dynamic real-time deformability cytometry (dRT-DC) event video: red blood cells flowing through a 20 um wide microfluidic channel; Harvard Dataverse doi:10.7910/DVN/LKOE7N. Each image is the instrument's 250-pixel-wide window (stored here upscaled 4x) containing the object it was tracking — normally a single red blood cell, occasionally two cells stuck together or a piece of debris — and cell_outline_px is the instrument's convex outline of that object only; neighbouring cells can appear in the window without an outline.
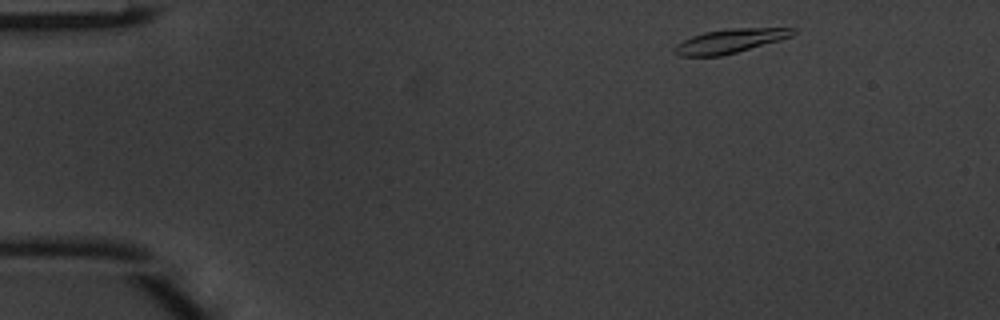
{"species": "common noctule bat (a hibernating species)", "species_latin": "Nyctalus noctula", "temperature_condition": "warm", "stored_images_in_passage": 44, "camera_frame_rate_fps": 3000, "um_per_image_px": 0.085, "animal": {"sex": "male", "body_mass_g": 20.1, "forearm_length_mm": 53.5}, "frame": {"image": 1, "passage_image": 2, "time_ms": 0.333, "image_size_px": [1000, 320], "cell_outline_px": [[796, 32], [792, 36], [780, 40], [736, 52], [720, 56], [680, 56], [676, 52], [676, 44], [692, 36], [704, 32], [728, 28], [796, 28]], "centroid_in_image_um": [62.08, 3.47], "position_along_channel_um": 22.9, "area_um2": 16.36}}
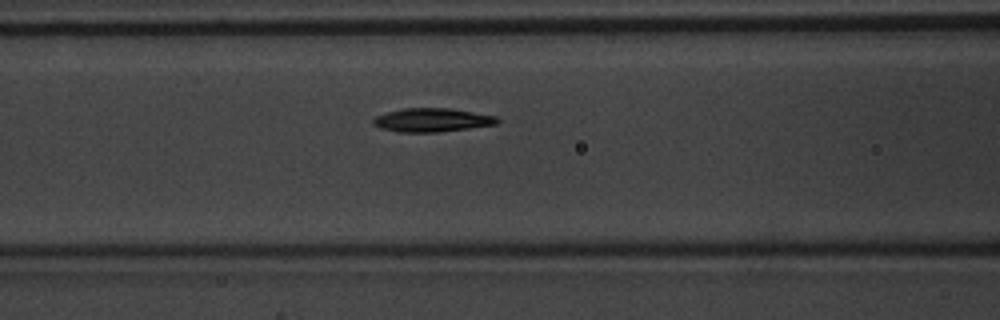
{"frame": {"image": 2, "passage_image": 16, "time_ms": 5.0, "image_size_px": [1000, 320], "cell_outline_px": [[500, 120], [496, 124], [468, 128], [436, 132], [400, 132], [380, 128], [372, 124], [372, 120], [376, 116], [388, 112], [404, 108], [448, 108], [496, 116]], "centroid_in_image_um": [36.69, 10.2], "position_along_channel_um": 129.9, "area_um2": 16.88}}
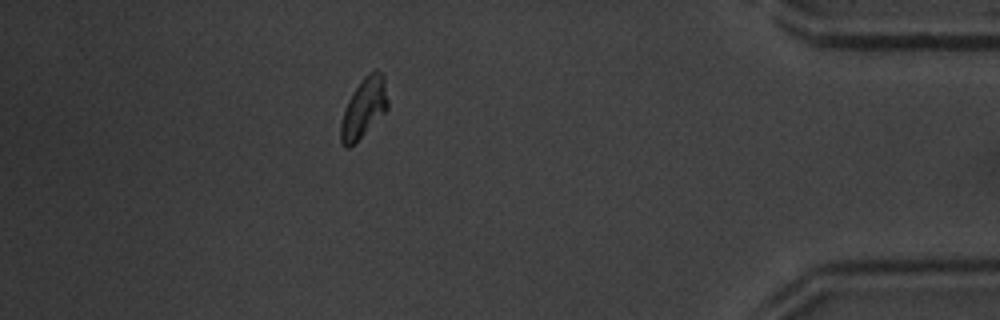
{"frame": {"image": 3, "passage_image": 39, "time_ms": 12.667, "image_size_px": [1000, 320], "cell_outline_px": [[388, 108], [348, 148], [344, 148], [340, 140], [340, 124], [348, 100], [352, 92], [364, 76], [368, 72], [376, 68], [384, 76], [388, 100]], "centroid_in_image_um": [30.92, 9.11], "position_along_channel_um": 404.3, "area_um2": 16.01}, "authors_computed_cell_mechanics": {"area_um2": 16.5886, "velocity_mm_per_s": 4.1187, "shape_relaxation_time_tau1_ms": 2.0341, "shape_relaxation_time_tau2_ms": 2.308, "deformation_change_tau1": 0.1375, "deformation_change_tau2": 0.0757}}